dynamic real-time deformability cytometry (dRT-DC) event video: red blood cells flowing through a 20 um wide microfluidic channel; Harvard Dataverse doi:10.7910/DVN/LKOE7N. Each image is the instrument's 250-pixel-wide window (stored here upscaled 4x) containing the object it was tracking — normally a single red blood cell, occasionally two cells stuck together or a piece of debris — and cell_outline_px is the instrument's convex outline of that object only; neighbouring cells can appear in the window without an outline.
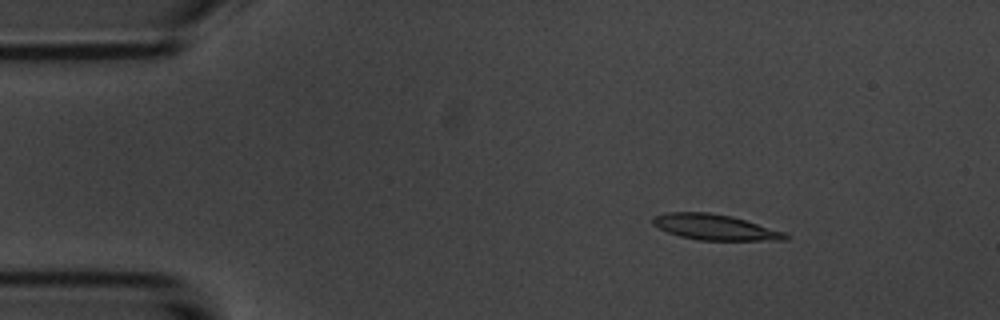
{"species": "common noctule bat (a hibernating species)", "species_latin": "Nyctalus noctula", "temperature_condition": "room temperature", "stored_images_in_passage": 4, "camera_frame_rate_fps": 3000, "um_per_image_px": 0.085, "animal": {"sex": "male", "body_mass_g": 20.1, "forearm_length_mm": 53.5}, "frame": {"image": 1, "passage_image": 2, "time_ms": 1.333, "image_size_px": [1000, 320], "cell_outline_px": [[788, 240], [700, 240], [680, 236], [668, 232], [652, 224], [652, 216], [668, 212], [708, 212], [732, 216], [784, 232], [788, 236]], "centroid_in_image_um": [60.73, 19.3], "position_along_channel_um": 24.3, "area_um2": 19.59}}